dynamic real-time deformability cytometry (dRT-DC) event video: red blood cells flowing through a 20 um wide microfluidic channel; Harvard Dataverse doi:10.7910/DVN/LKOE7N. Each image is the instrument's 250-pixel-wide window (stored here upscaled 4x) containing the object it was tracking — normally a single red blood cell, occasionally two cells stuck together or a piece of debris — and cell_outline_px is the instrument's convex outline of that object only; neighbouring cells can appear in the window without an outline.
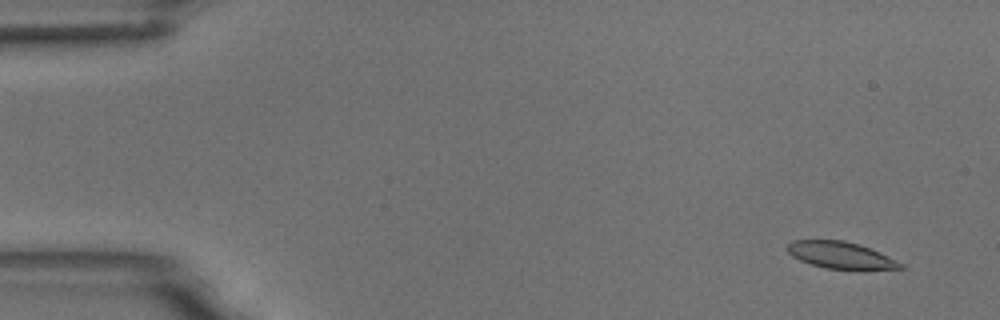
{"species": "common noctule bat (a hibernating species)", "species_latin": "Nyctalus noctula", "temperature_condition": "room temperature", "stored_images_in_passage": 6, "camera_frame_rate_fps": 3000, "um_per_image_px": 0.085, "animal": {"sex": "male", "body_mass_g": 18.8}, "frame": {"image": 1, "passage_image": 1, "time_ms": 0.0, "image_size_px": [1000, 320], "cell_outline_px": [[904, 268], [824, 268], [800, 260], [792, 256], [788, 252], [788, 244], [792, 240], [844, 240], [860, 244], [880, 252], [904, 264]], "centroid_in_image_um": [71.43, 21.66], "position_along_channel_um": 13.6, "area_um2": 17.22}}
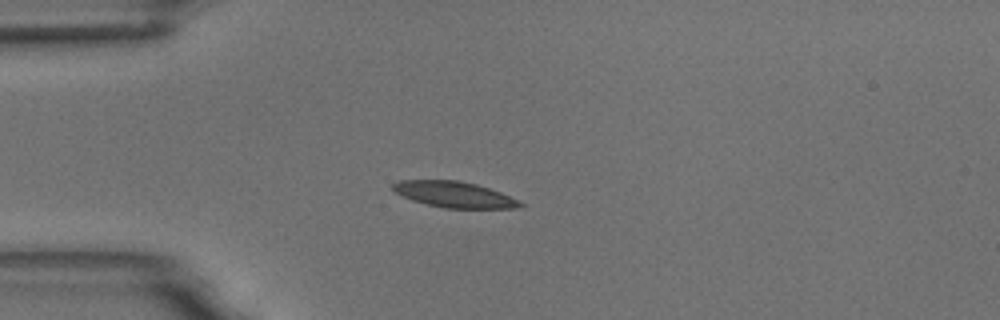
{"frame": {"image": 2, "passage_image": 4, "time_ms": 3.667, "image_size_px": [1000, 320], "cell_outline_px": [[524, 204], [520, 208], [444, 208], [412, 200], [396, 192], [392, 188], [392, 184], [400, 180], [460, 180], [476, 184], [500, 192]], "centroid_in_image_um": [38.6, 16.52], "position_along_channel_um": 46.4, "area_um2": 18.96}}